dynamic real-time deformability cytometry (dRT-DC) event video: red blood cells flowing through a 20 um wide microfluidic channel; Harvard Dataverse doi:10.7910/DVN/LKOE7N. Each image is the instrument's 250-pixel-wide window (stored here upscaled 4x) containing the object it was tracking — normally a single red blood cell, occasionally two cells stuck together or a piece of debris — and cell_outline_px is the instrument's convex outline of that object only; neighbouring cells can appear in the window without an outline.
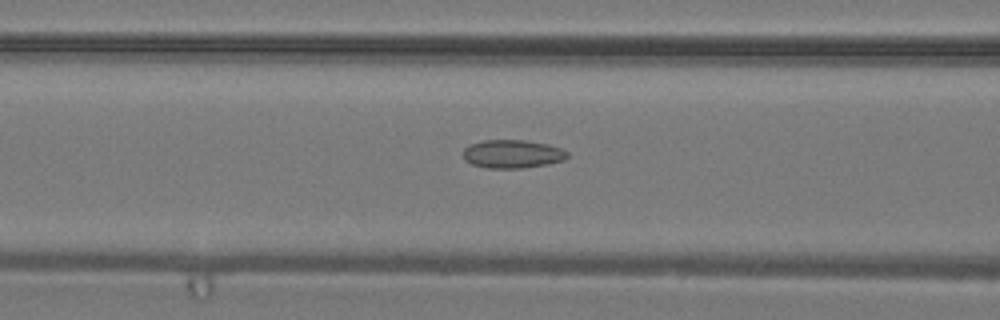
{"species": "common noctule bat (a hibernating species)", "species_latin": "Nyctalus noctula", "temperature_condition": "warm", "stored_images_in_passage": 25, "camera_frame_rate_fps": 3000, "um_per_image_px": 0.085, "animal": {"sex": "male", "body_mass_g": 19.2, "forearm_length_mm": 51.8}, "frame": {"image": 1, "passage_image": 11, "time_ms": 3.333, "image_size_px": [1000, 320], "cell_outline_px": [[568, 156], [564, 160], [548, 164], [520, 168], [488, 168], [472, 164], [464, 160], [464, 148], [468, 144], [484, 140], [524, 140], [548, 144], [560, 148], [568, 152]], "centroid_in_image_um": [43.54, 13.08], "position_along_channel_um": 123.1, "area_um2": 17.22}}
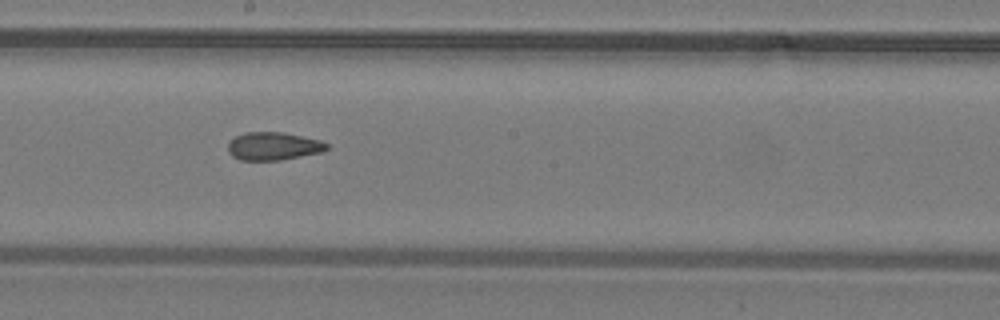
{"frame": {"image": 2, "passage_image": 17, "time_ms": 5.333, "image_size_px": [1000, 320], "cell_outline_px": [[328, 148], [324, 152], [280, 160], [240, 160], [232, 156], [228, 152], [228, 144], [236, 136], [244, 132], [284, 132], [320, 140], [328, 144]], "centroid_in_image_um": [23.25, 12.42], "position_along_channel_um": 224.9, "area_um2": 16.18}}
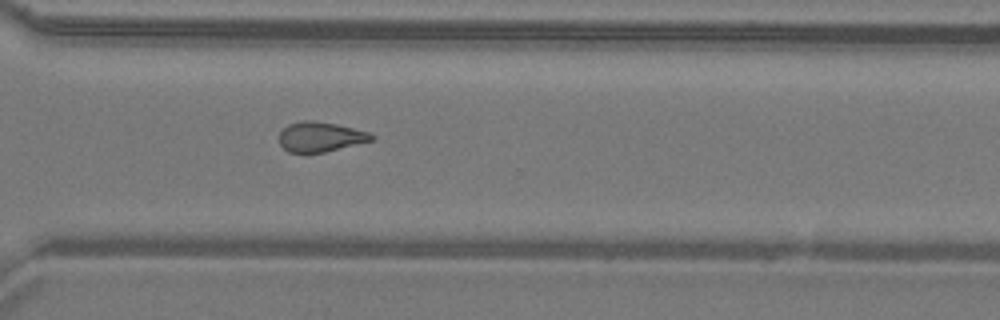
{"frame": {"image": 3, "passage_image": 24, "time_ms": 7.667, "image_size_px": [1000, 320], "cell_outline_px": [[376, 136], [372, 140], [324, 152], [288, 152], [280, 144], [280, 132], [288, 124], [304, 120], [312, 120], [336, 124], [368, 132]], "centroid_in_image_um": [27.22, 11.62], "position_along_channel_um": 343.4, "area_um2": 15.78}}